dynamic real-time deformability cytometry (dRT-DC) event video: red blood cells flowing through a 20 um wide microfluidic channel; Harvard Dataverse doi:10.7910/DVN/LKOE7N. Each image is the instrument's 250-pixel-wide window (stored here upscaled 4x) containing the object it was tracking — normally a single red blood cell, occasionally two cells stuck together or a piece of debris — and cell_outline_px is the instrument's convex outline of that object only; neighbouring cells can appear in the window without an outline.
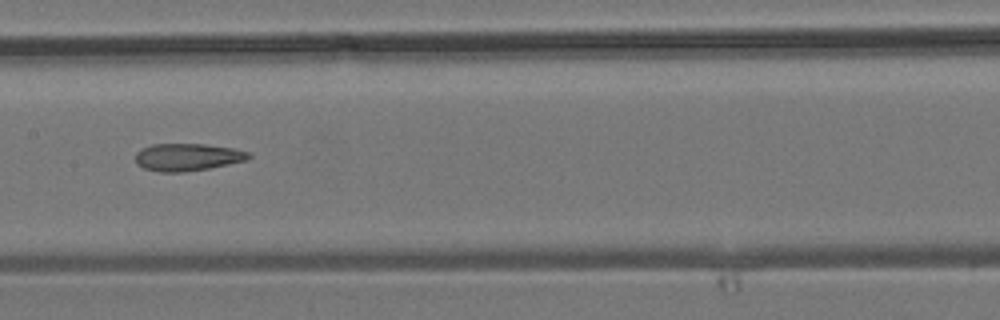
{"species": "common noctule bat (a hibernating species)", "species_latin": "Nyctalus noctula", "temperature_condition": "room temperature", "stored_images_in_passage": 7, "camera_frame_rate_fps": 3000, "um_per_image_px": 0.085, "animal": {"sex": "male", "body_mass_g": 19.2, "forearm_length_mm": 51.8}, "frame": {"image": 1, "passage_image": 5, "time_ms": 5.0, "image_size_px": [1000, 320], "cell_outline_px": [[252, 156], [248, 160], [208, 168], [184, 172], [160, 172], [144, 168], [136, 164], [136, 152], [140, 148], [152, 144], [204, 144], [232, 148], [252, 152]], "centroid_in_image_um": [15.94, 13.35], "position_along_channel_um": 191.5, "area_um2": 18.21}}
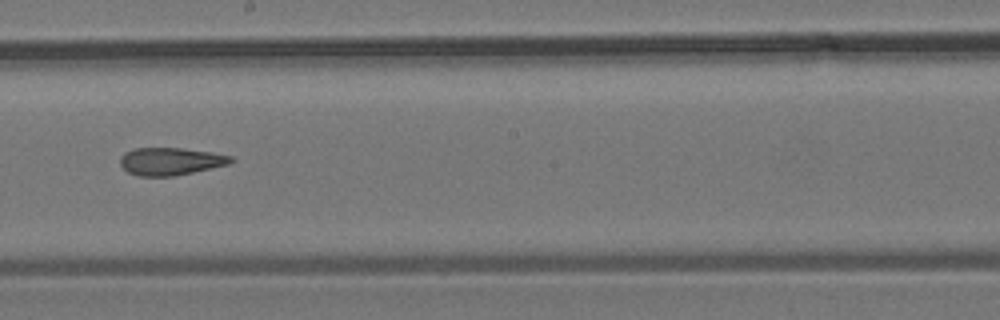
{"frame": {"image": 2, "passage_image": 6, "time_ms": 6.0, "image_size_px": [1000, 320], "cell_outline_px": [[236, 160], [228, 164], [192, 172], [172, 176], [140, 176], [128, 172], [120, 164], [120, 156], [124, 152], [132, 148], [184, 148], [212, 152], [232, 156]], "centroid_in_image_um": [14.48, 13.7], "position_along_channel_um": 233.7, "area_um2": 17.8}}
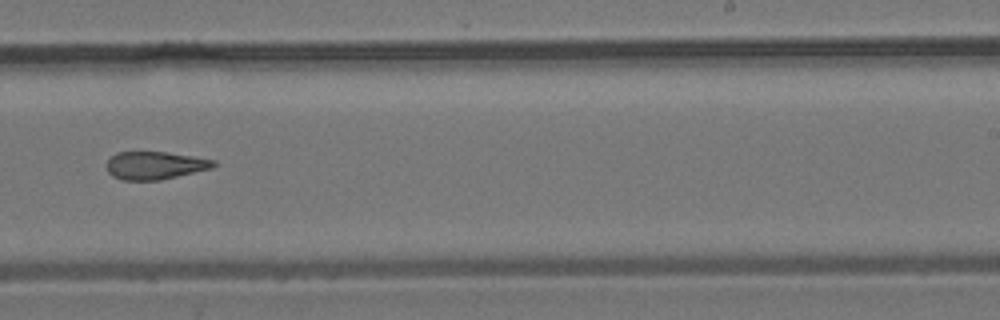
{"frame": {"image": 3, "passage_image": 7, "time_ms": 7.0, "image_size_px": [1000, 320], "cell_outline_px": [[216, 164], [212, 168], [160, 180], [120, 180], [112, 176], [108, 172], [108, 160], [116, 152], [168, 152], [216, 160]], "centroid_in_image_um": [13.17, 14.06], "position_along_channel_um": 275.8, "area_um2": 17.28}}